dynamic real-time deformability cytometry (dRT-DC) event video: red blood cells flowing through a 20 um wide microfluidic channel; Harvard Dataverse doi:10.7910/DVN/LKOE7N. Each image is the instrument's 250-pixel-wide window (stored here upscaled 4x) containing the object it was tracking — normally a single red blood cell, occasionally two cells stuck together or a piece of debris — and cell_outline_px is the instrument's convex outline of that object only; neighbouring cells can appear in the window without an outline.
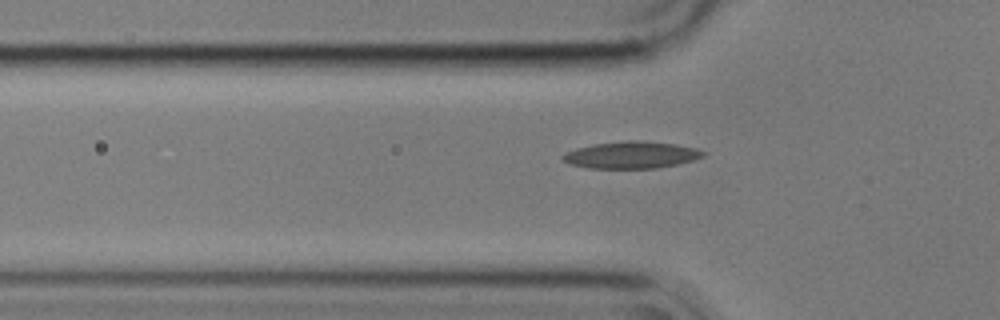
{"species": "common noctule bat (a hibernating species)", "species_latin": "Nyctalus noctula", "temperature_condition": "cold", "stored_images_in_passage": 41, "camera_frame_rate_fps": 3000, "um_per_image_px": 0.085, "animal": {"sex": "male", "body_mass_g": 17.9}, "frame": {"image": 1, "passage_image": 5, "time_ms": 1.333, "image_size_px": [1000, 320], "cell_outline_px": [[708, 152], [704, 156], [692, 160], [676, 164], [656, 168], [588, 168], [568, 164], [560, 160], [560, 156], [576, 148], [592, 144], [628, 140], [640, 140], [676, 144], [696, 148]], "centroid_in_image_um": [53.64, 13.16], "position_along_channel_um": 72.2, "area_um2": 22.2}}
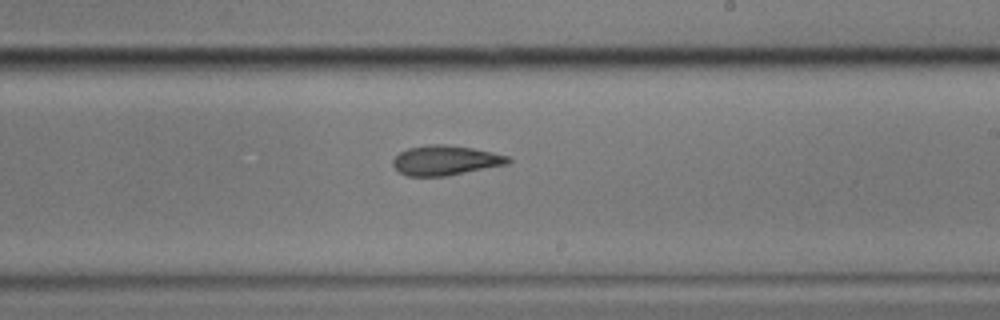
{"frame": {"image": 2, "passage_image": 20, "time_ms": 6.333, "image_size_px": [1000, 320], "cell_outline_px": [[512, 160], [508, 164], [448, 176], [408, 176], [400, 172], [392, 164], [392, 160], [400, 152], [408, 148], [432, 144], [444, 144], [472, 148], [492, 152], [508, 156]], "centroid_in_image_um": [37.88, 13.63], "position_along_channel_um": 251.1, "area_um2": 19.94}}
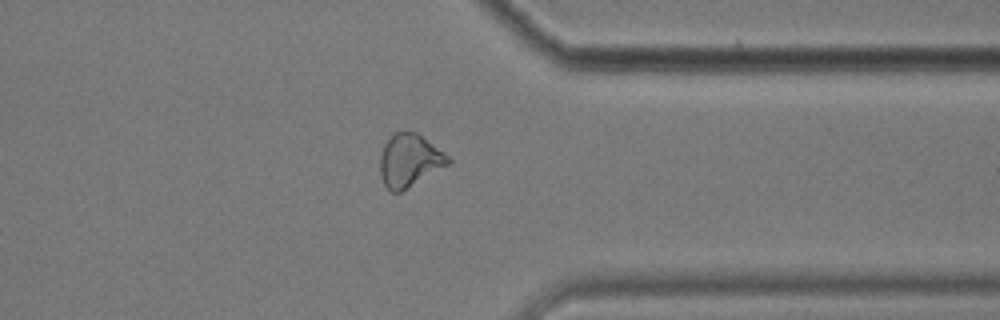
{"frame": {"image": 3, "passage_image": 31, "time_ms": 10.0, "image_size_px": [1000, 320], "cell_outline_px": [[452, 164], [400, 192], [392, 192], [384, 184], [380, 176], [380, 156], [384, 144], [396, 132], [416, 132], [444, 152], [452, 160]], "centroid_in_image_um": [34.83, 13.66], "position_along_channel_um": 376.6, "area_um2": 20.92}}